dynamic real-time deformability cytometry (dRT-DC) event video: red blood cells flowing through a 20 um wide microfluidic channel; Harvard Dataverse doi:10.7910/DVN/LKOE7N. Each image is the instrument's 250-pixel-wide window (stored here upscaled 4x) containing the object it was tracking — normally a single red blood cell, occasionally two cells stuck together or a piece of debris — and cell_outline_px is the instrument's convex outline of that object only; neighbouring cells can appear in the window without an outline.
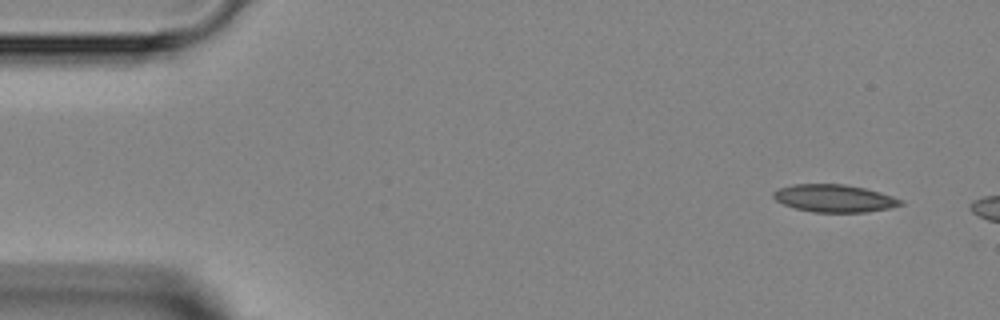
{"species": "Egyptian fruit bat (a non-hibernating species)", "species_latin": "Rousettus aegyptiacus", "temperature_condition": "room temperature", "stored_images_in_passage": 4, "camera_frame_rate_fps": 3000, "um_per_image_px": 0.085, "animal": {"sex": "female"}, "frame": {"image": 1, "passage_image": 1, "time_ms": 0.0, "image_size_px": [1000, 320], "cell_outline_px": [[904, 204], [888, 208], [864, 212], [812, 212], [796, 208], [784, 204], [776, 200], [772, 196], [772, 192], [776, 188], [792, 184], [844, 184], [864, 188], [880, 192], [904, 200]], "centroid_in_image_um": [70.89, 16.85], "position_along_channel_um": 14.1, "area_um2": 20.46}}